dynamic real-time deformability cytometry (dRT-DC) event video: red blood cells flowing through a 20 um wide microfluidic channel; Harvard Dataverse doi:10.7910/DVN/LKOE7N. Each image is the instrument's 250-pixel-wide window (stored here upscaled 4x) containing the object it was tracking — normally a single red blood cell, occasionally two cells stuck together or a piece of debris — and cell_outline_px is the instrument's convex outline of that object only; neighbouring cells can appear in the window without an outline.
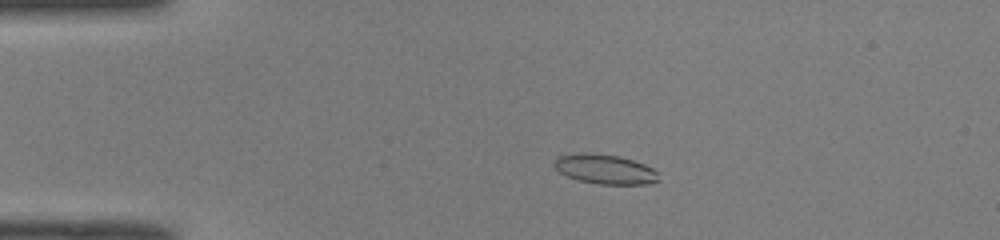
{"species": "common noctule bat (a hibernating species)", "species_latin": "Nyctalus noctula", "temperature_condition": "room temperature", "stored_images_in_passage": 40, "camera_frame_rate_fps": 3000, "um_per_image_px": 0.085, "animal": {"sex": "male", "body_mass_g": 19.0, "forearm_length_mm": 50.8}, "frame": {"image": 1, "passage_image": 1, "time_ms": 0.0, "image_size_px": [1000, 240], "cell_outline_px": [[660, 180], [648, 184], [600, 184], [580, 180], [568, 176], [560, 172], [552, 164], [552, 160], [556, 156], [580, 152], [592, 152], [620, 156], [644, 164], [652, 168], [656, 172]], "centroid_in_image_um": [51.38, 14.35], "position_along_channel_um": 33.6, "area_um2": 18.15}}
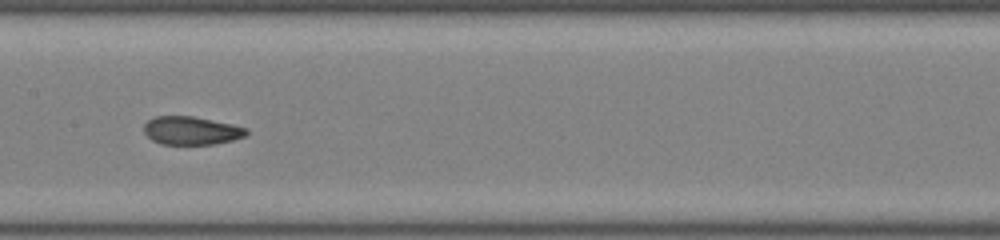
{"frame": {"image": 2, "passage_image": 16, "time_ms": 5.0, "image_size_px": [1000, 240], "cell_outline_px": [[248, 132], [244, 136], [232, 140], [216, 144], [160, 144], [152, 140], [144, 132], [144, 124], [148, 120], [156, 116], [192, 116], [232, 124], [248, 128]], "centroid_in_image_um": [16.25, 11.1], "position_along_channel_um": 191.1, "area_um2": 16.82}}
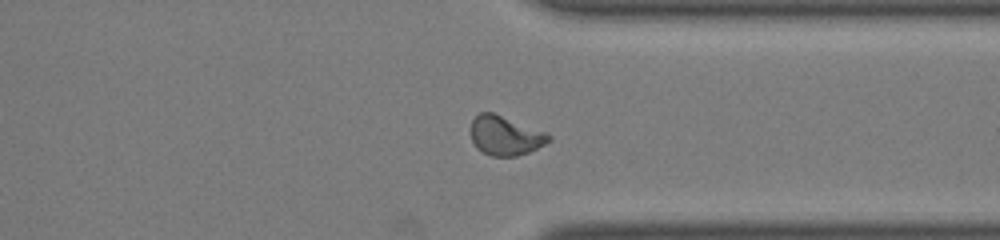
{"frame": {"image": 3, "passage_image": 29, "time_ms": 9.333, "image_size_px": [1000, 240], "cell_outline_px": [[552, 140], [528, 152], [516, 156], [492, 156], [476, 148], [472, 140], [472, 120], [480, 112], [492, 112], [544, 132], [552, 136]], "centroid_in_image_um": [42.94, 11.53], "position_along_channel_um": 368.5, "area_um2": 17.46}, "authors_computed_cell_mechanics": {"area_um2": 17.629, "velocity_mm_per_s": 4.0957, "shape_relaxation_time_tau1_ms": 10.2509, "shape_relaxation_time_tau2_ms": 1.0853, "deformation_change_tau1": 0.2218, "deformation_change_tau2": 0.0559}}